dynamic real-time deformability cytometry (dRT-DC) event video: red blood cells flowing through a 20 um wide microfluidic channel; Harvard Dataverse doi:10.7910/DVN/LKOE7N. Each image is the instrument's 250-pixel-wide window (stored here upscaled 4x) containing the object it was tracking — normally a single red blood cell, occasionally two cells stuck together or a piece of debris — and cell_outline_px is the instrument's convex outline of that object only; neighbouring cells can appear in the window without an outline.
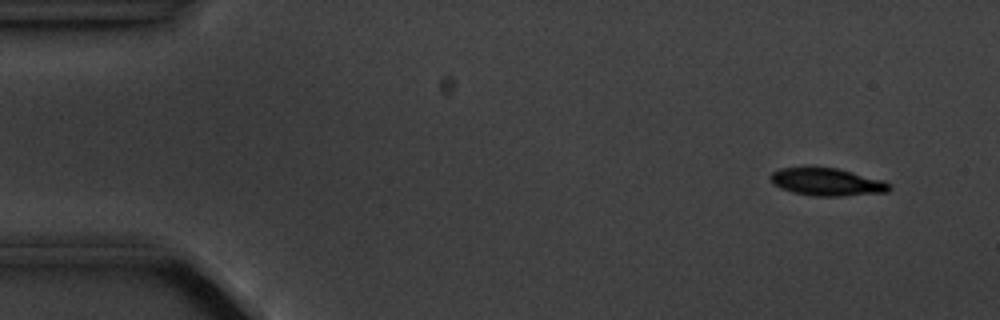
{"species": "common noctule bat (a hibernating species)", "species_latin": "Nyctalus noctula", "temperature_condition": "cold", "stored_images_in_passage": 10, "camera_frame_rate_fps": 3000, "um_per_image_px": 0.085, "animal": {"sex": "male", "body_mass_g": 20.1, "forearm_length_mm": 53.5}, "frame": {"image": 1, "passage_image": 1, "time_ms": 0.0, "image_size_px": [1000, 320], "cell_outline_px": [[892, 188], [888, 192], [840, 196], [812, 196], [792, 192], [780, 188], [772, 184], [768, 180], [768, 176], [772, 172], [780, 168], [804, 164], [836, 168], [884, 180], [892, 184]], "centroid_in_image_um": [70.21, 15.43], "position_along_channel_um": 14.8, "area_um2": 20.06}}